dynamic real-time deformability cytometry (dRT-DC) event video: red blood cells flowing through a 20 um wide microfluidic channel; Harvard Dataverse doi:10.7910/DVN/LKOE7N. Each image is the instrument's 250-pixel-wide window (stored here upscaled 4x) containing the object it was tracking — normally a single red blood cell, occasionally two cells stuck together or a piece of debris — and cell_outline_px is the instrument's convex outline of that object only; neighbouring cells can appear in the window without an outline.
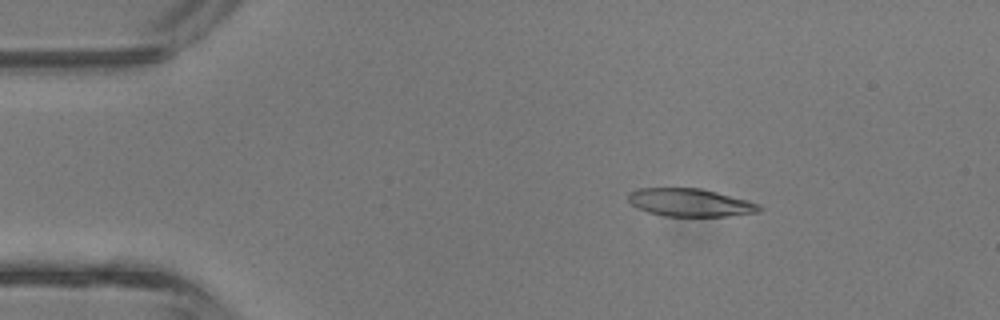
{"species": "common noctule bat (a hibernating species)", "species_latin": "Nyctalus noctula", "temperature_condition": "room temperature", "stored_images_in_passage": 42, "camera_frame_rate_fps": 3000, "um_per_image_px": 0.085, "animal": {"sex": "male", "body_mass_g": 13.3}, "frame": {"image": 1, "passage_image": 7, "time_ms": 2.0, "image_size_px": [1000, 320], "cell_outline_px": [[760, 208], [756, 212], [724, 216], [664, 216], [648, 212], [636, 208], [628, 200], [628, 192], [640, 188], [700, 188], [748, 200], [760, 204]], "centroid_in_image_um": [58.6, 17.21], "position_along_channel_um": 26.4, "area_um2": 21.15}}
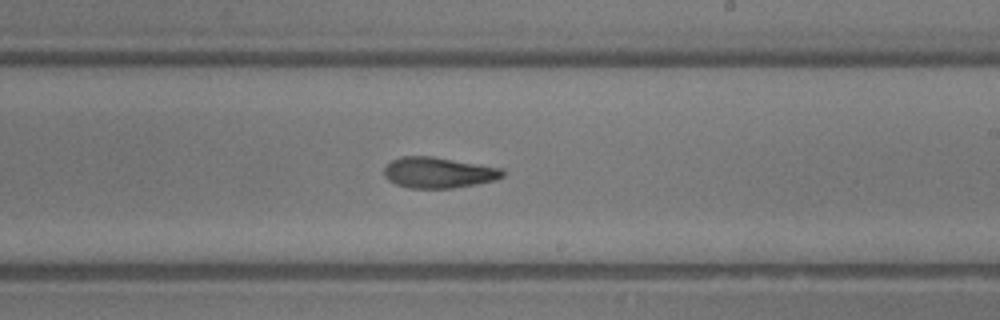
{"frame": {"image": 2, "passage_image": 25, "time_ms": 8.0, "image_size_px": [1000, 320], "cell_outline_px": [[504, 176], [496, 180], [452, 188], [408, 188], [396, 184], [388, 180], [384, 176], [384, 168], [392, 160], [400, 156], [432, 156], [504, 168]], "centroid_in_image_um": [37.27, 14.66], "position_along_channel_um": 251.7, "area_um2": 21.39}}
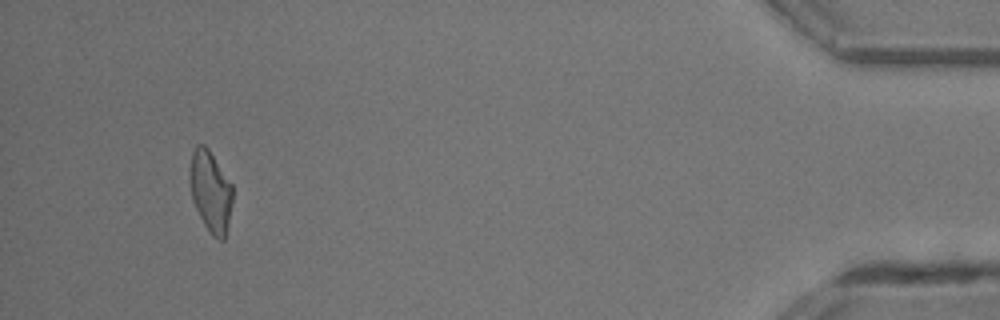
{"frame": {"image": 3, "passage_image": 40, "time_ms": 13.0, "image_size_px": [1000, 320], "cell_outline_px": [[232, 200], [228, 224], [224, 240], [220, 240], [212, 236], [204, 224], [192, 200], [188, 168], [192, 152], [196, 144], [204, 144], [208, 148], [232, 184]], "centroid_in_image_um": [17.87, 16.24], "position_along_channel_um": 417.3, "area_um2": 20.29}, "authors_computed_cell_mechanics": {"area_um2": 21.5883, "velocity_mm_per_s": 4.8344, "shape_relaxation_time_tau1_ms": 4.0064, "shape_relaxation_time_tau2_ms": 2.4924, "deformation_change_tau1": 0.1899, "deformation_change_tau2": 0.1052}}